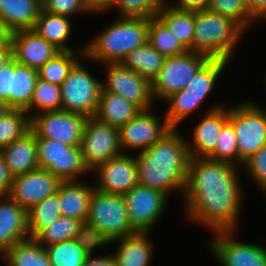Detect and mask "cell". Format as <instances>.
Here are the masks:
<instances>
[{
    "label": "cell",
    "instance_id": "cell-50",
    "mask_svg": "<svg viewBox=\"0 0 266 266\" xmlns=\"http://www.w3.org/2000/svg\"><path fill=\"white\" fill-rule=\"evenodd\" d=\"M177 4H174L179 9L182 10H203L207 9L210 0H177Z\"/></svg>",
    "mask_w": 266,
    "mask_h": 266
},
{
    "label": "cell",
    "instance_id": "cell-2",
    "mask_svg": "<svg viewBox=\"0 0 266 266\" xmlns=\"http://www.w3.org/2000/svg\"><path fill=\"white\" fill-rule=\"evenodd\" d=\"M185 138L172 128L152 147L136 155L138 184L171 195L174 190L184 194L189 153Z\"/></svg>",
    "mask_w": 266,
    "mask_h": 266
},
{
    "label": "cell",
    "instance_id": "cell-42",
    "mask_svg": "<svg viewBox=\"0 0 266 266\" xmlns=\"http://www.w3.org/2000/svg\"><path fill=\"white\" fill-rule=\"evenodd\" d=\"M165 0H113L110 11L114 7L123 17H156L159 7Z\"/></svg>",
    "mask_w": 266,
    "mask_h": 266
},
{
    "label": "cell",
    "instance_id": "cell-43",
    "mask_svg": "<svg viewBox=\"0 0 266 266\" xmlns=\"http://www.w3.org/2000/svg\"><path fill=\"white\" fill-rule=\"evenodd\" d=\"M76 240L87 256H93L94 251L114 243L108 234L100 231L95 225L83 221L77 233Z\"/></svg>",
    "mask_w": 266,
    "mask_h": 266
},
{
    "label": "cell",
    "instance_id": "cell-4",
    "mask_svg": "<svg viewBox=\"0 0 266 266\" xmlns=\"http://www.w3.org/2000/svg\"><path fill=\"white\" fill-rule=\"evenodd\" d=\"M245 30L233 19L208 9L195 11L193 51L211 59H233Z\"/></svg>",
    "mask_w": 266,
    "mask_h": 266
},
{
    "label": "cell",
    "instance_id": "cell-19",
    "mask_svg": "<svg viewBox=\"0 0 266 266\" xmlns=\"http://www.w3.org/2000/svg\"><path fill=\"white\" fill-rule=\"evenodd\" d=\"M213 106L193 129V143H187L190 158L207 157L215 149L222 127L229 121V107Z\"/></svg>",
    "mask_w": 266,
    "mask_h": 266
},
{
    "label": "cell",
    "instance_id": "cell-29",
    "mask_svg": "<svg viewBox=\"0 0 266 266\" xmlns=\"http://www.w3.org/2000/svg\"><path fill=\"white\" fill-rule=\"evenodd\" d=\"M164 60L165 57L147 42L129 52L120 64L152 82L163 66Z\"/></svg>",
    "mask_w": 266,
    "mask_h": 266
},
{
    "label": "cell",
    "instance_id": "cell-34",
    "mask_svg": "<svg viewBox=\"0 0 266 266\" xmlns=\"http://www.w3.org/2000/svg\"><path fill=\"white\" fill-rule=\"evenodd\" d=\"M147 42L165 58L181 55L187 51L157 17L149 18Z\"/></svg>",
    "mask_w": 266,
    "mask_h": 266
},
{
    "label": "cell",
    "instance_id": "cell-53",
    "mask_svg": "<svg viewBox=\"0 0 266 266\" xmlns=\"http://www.w3.org/2000/svg\"><path fill=\"white\" fill-rule=\"evenodd\" d=\"M10 40V32L5 28L2 19L0 18V45L7 43Z\"/></svg>",
    "mask_w": 266,
    "mask_h": 266
},
{
    "label": "cell",
    "instance_id": "cell-48",
    "mask_svg": "<svg viewBox=\"0 0 266 266\" xmlns=\"http://www.w3.org/2000/svg\"><path fill=\"white\" fill-rule=\"evenodd\" d=\"M250 15L258 21L266 20V0H246Z\"/></svg>",
    "mask_w": 266,
    "mask_h": 266
},
{
    "label": "cell",
    "instance_id": "cell-15",
    "mask_svg": "<svg viewBox=\"0 0 266 266\" xmlns=\"http://www.w3.org/2000/svg\"><path fill=\"white\" fill-rule=\"evenodd\" d=\"M171 129L165 116L161 120L152 114L151 109L141 111L134 119L119 128L121 149L124 153L130 149L141 152L152 147Z\"/></svg>",
    "mask_w": 266,
    "mask_h": 266
},
{
    "label": "cell",
    "instance_id": "cell-32",
    "mask_svg": "<svg viewBox=\"0 0 266 266\" xmlns=\"http://www.w3.org/2000/svg\"><path fill=\"white\" fill-rule=\"evenodd\" d=\"M59 110H62L60 85L53 84L38 78L34 88L31 104L25 111L31 118L33 116V112L31 111H34V115H36L43 112Z\"/></svg>",
    "mask_w": 266,
    "mask_h": 266
},
{
    "label": "cell",
    "instance_id": "cell-40",
    "mask_svg": "<svg viewBox=\"0 0 266 266\" xmlns=\"http://www.w3.org/2000/svg\"><path fill=\"white\" fill-rule=\"evenodd\" d=\"M207 157L237 167L244 164L238 157L236 136L229 121L222 127L216 147Z\"/></svg>",
    "mask_w": 266,
    "mask_h": 266
},
{
    "label": "cell",
    "instance_id": "cell-14",
    "mask_svg": "<svg viewBox=\"0 0 266 266\" xmlns=\"http://www.w3.org/2000/svg\"><path fill=\"white\" fill-rule=\"evenodd\" d=\"M214 233L208 246L221 266H266V247L236 241L233 230Z\"/></svg>",
    "mask_w": 266,
    "mask_h": 266
},
{
    "label": "cell",
    "instance_id": "cell-33",
    "mask_svg": "<svg viewBox=\"0 0 266 266\" xmlns=\"http://www.w3.org/2000/svg\"><path fill=\"white\" fill-rule=\"evenodd\" d=\"M59 206V194L56 192L27 211L30 238L62 216Z\"/></svg>",
    "mask_w": 266,
    "mask_h": 266
},
{
    "label": "cell",
    "instance_id": "cell-31",
    "mask_svg": "<svg viewBox=\"0 0 266 266\" xmlns=\"http://www.w3.org/2000/svg\"><path fill=\"white\" fill-rule=\"evenodd\" d=\"M208 95L184 94V89L167 97L164 101L169 103L165 118L171 128L179 127L193 111L199 108Z\"/></svg>",
    "mask_w": 266,
    "mask_h": 266
},
{
    "label": "cell",
    "instance_id": "cell-22",
    "mask_svg": "<svg viewBox=\"0 0 266 266\" xmlns=\"http://www.w3.org/2000/svg\"><path fill=\"white\" fill-rule=\"evenodd\" d=\"M94 190L85 181H62L57 190L61 215L86 221Z\"/></svg>",
    "mask_w": 266,
    "mask_h": 266
},
{
    "label": "cell",
    "instance_id": "cell-45",
    "mask_svg": "<svg viewBox=\"0 0 266 266\" xmlns=\"http://www.w3.org/2000/svg\"><path fill=\"white\" fill-rule=\"evenodd\" d=\"M243 167L247 170L246 173L253 179L252 181H254L266 195V145L247 159Z\"/></svg>",
    "mask_w": 266,
    "mask_h": 266
},
{
    "label": "cell",
    "instance_id": "cell-23",
    "mask_svg": "<svg viewBox=\"0 0 266 266\" xmlns=\"http://www.w3.org/2000/svg\"><path fill=\"white\" fill-rule=\"evenodd\" d=\"M149 232H136L114 240L118 248L113 253L117 266H150L154 243L148 238Z\"/></svg>",
    "mask_w": 266,
    "mask_h": 266
},
{
    "label": "cell",
    "instance_id": "cell-39",
    "mask_svg": "<svg viewBox=\"0 0 266 266\" xmlns=\"http://www.w3.org/2000/svg\"><path fill=\"white\" fill-rule=\"evenodd\" d=\"M75 51H61L48 60L38 71V78L53 84L61 85L68 77L69 71L78 61Z\"/></svg>",
    "mask_w": 266,
    "mask_h": 266
},
{
    "label": "cell",
    "instance_id": "cell-17",
    "mask_svg": "<svg viewBox=\"0 0 266 266\" xmlns=\"http://www.w3.org/2000/svg\"><path fill=\"white\" fill-rule=\"evenodd\" d=\"M62 181L47 169L38 168L14 177L9 196L27 211L55 194Z\"/></svg>",
    "mask_w": 266,
    "mask_h": 266
},
{
    "label": "cell",
    "instance_id": "cell-16",
    "mask_svg": "<svg viewBox=\"0 0 266 266\" xmlns=\"http://www.w3.org/2000/svg\"><path fill=\"white\" fill-rule=\"evenodd\" d=\"M98 181L95 189L107 194H125L138 184L136 155L126 153L97 166Z\"/></svg>",
    "mask_w": 266,
    "mask_h": 266
},
{
    "label": "cell",
    "instance_id": "cell-41",
    "mask_svg": "<svg viewBox=\"0 0 266 266\" xmlns=\"http://www.w3.org/2000/svg\"><path fill=\"white\" fill-rule=\"evenodd\" d=\"M207 9L233 19L244 30L250 24L257 22L250 15L246 0H210Z\"/></svg>",
    "mask_w": 266,
    "mask_h": 266
},
{
    "label": "cell",
    "instance_id": "cell-46",
    "mask_svg": "<svg viewBox=\"0 0 266 266\" xmlns=\"http://www.w3.org/2000/svg\"><path fill=\"white\" fill-rule=\"evenodd\" d=\"M11 61L0 70V101L10 108Z\"/></svg>",
    "mask_w": 266,
    "mask_h": 266
},
{
    "label": "cell",
    "instance_id": "cell-27",
    "mask_svg": "<svg viewBox=\"0 0 266 266\" xmlns=\"http://www.w3.org/2000/svg\"><path fill=\"white\" fill-rule=\"evenodd\" d=\"M37 80V69L11 60L10 109L26 110L30 106Z\"/></svg>",
    "mask_w": 266,
    "mask_h": 266
},
{
    "label": "cell",
    "instance_id": "cell-1",
    "mask_svg": "<svg viewBox=\"0 0 266 266\" xmlns=\"http://www.w3.org/2000/svg\"><path fill=\"white\" fill-rule=\"evenodd\" d=\"M238 167L208 157L190 158L183 194L186 217L215 231H236L243 189Z\"/></svg>",
    "mask_w": 266,
    "mask_h": 266
},
{
    "label": "cell",
    "instance_id": "cell-10",
    "mask_svg": "<svg viewBox=\"0 0 266 266\" xmlns=\"http://www.w3.org/2000/svg\"><path fill=\"white\" fill-rule=\"evenodd\" d=\"M80 147L84 164L90 172L124 153L120 146L119 128L100 122L95 117L86 119Z\"/></svg>",
    "mask_w": 266,
    "mask_h": 266
},
{
    "label": "cell",
    "instance_id": "cell-44",
    "mask_svg": "<svg viewBox=\"0 0 266 266\" xmlns=\"http://www.w3.org/2000/svg\"><path fill=\"white\" fill-rule=\"evenodd\" d=\"M41 5L42 11L68 17L78 12H93L84 0H42Z\"/></svg>",
    "mask_w": 266,
    "mask_h": 266
},
{
    "label": "cell",
    "instance_id": "cell-3",
    "mask_svg": "<svg viewBox=\"0 0 266 266\" xmlns=\"http://www.w3.org/2000/svg\"><path fill=\"white\" fill-rule=\"evenodd\" d=\"M148 28L149 18L120 16L77 55L94 63H120L129 52L147 43Z\"/></svg>",
    "mask_w": 266,
    "mask_h": 266
},
{
    "label": "cell",
    "instance_id": "cell-20",
    "mask_svg": "<svg viewBox=\"0 0 266 266\" xmlns=\"http://www.w3.org/2000/svg\"><path fill=\"white\" fill-rule=\"evenodd\" d=\"M29 238L27 210L10 196H0V254Z\"/></svg>",
    "mask_w": 266,
    "mask_h": 266
},
{
    "label": "cell",
    "instance_id": "cell-7",
    "mask_svg": "<svg viewBox=\"0 0 266 266\" xmlns=\"http://www.w3.org/2000/svg\"><path fill=\"white\" fill-rule=\"evenodd\" d=\"M102 82L93 77L78 60L60 85L62 110L94 117L102 91Z\"/></svg>",
    "mask_w": 266,
    "mask_h": 266
},
{
    "label": "cell",
    "instance_id": "cell-12",
    "mask_svg": "<svg viewBox=\"0 0 266 266\" xmlns=\"http://www.w3.org/2000/svg\"><path fill=\"white\" fill-rule=\"evenodd\" d=\"M87 117L65 110L43 112L31 117L30 129L36 138H46L69 146H80Z\"/></svg>",
    "mask_w": 266,
    "mask_h": 266
},
{
    "label": "cell",
    "instance_id": "cell-28",
    "mask_svg": "<svg viewBox=\"0 0 266 266\" xmlns=\"http://www.w3.org/2000/svg\"><path fill=\"white\" fill-rule=\"evenodd\" d=\"M71 17L50 14L41 10L32 30L60 51H74L67 41L72 34Z\"/></svg>",
    "mask_w": 266,
    "mask_h": 266
},
{
    "label": "cell",
    "instance_id": "cell-47",
    "mask_svg": "<svg viewBox=\"0 0 266 266\" xmlns=\"http://www.w3.org/2000/svg\"><path fill=\"white\" fill-rule=\"evenodd\" d=\"M14 177L11 175L4 157L0 153V196H9Z\"/></svg>",
    "mask_w": 266,
    "mask_h": 266
},
{
    "label": "cell",
    "instance_id": "cell-54",
    "mask_svg": "<svg viewBox=\"0 0 266 266\" xmlns=\"http://www.w3.org/2000/svg\"><path fill=\"white\" fill-rule=\"evenodd\" d=\"M10 108L4 102L0 101V118L9 110Z\"/></svg>",
    "mask_w": 266,
    "mask_h": 266
},
{
    "label": "cell",
    "instance_id": "cell-11",
    "mask_svg": "<svg viewBox=\"0 0 266 266\" xmlns=\"http://www.w3.org/2000/svg\"><path fill=\"white\" fill-rule=\"evenodd\" d=\"M123 197L131 226L136 232H150L168 208L167 194L139 184Z\"/></svg>",
    "mask_w": 266,
    "mask_h": 266
},
{
    "label": "cell",
    "instance_id": "cell-49",
    "mask_svg": "<svg viewBox=\"0 0 266 266\" xmlns=\"http://www.w3.org/2000/svg\"><path fill=\"white\" fill-rule=\"evenodd\" d=\"M82 266H117L113 254L103 256H87Z\"/></svg>",
    "mask_w": 266,
    "mask_h": 266
},
{
    "label": "cell",
    "instance_id": "cell-38",
    "mask_svg": "<svg viewBox=\"0 0 266 266\" xmlns=\"http://www.w3.org/2000/svg\"><path fill=\"white\" fill-rule=\"evenodd\" d=\"M51 266H82L87 255L76 239L45 246Z\"/></svg>",
    "mask_w": 266,
    "mask_h": 266
},
{
    "label": "cell",
    "instance_id": "cell-18",
    "mask_svg": "<svg viewBox=\"0 0 266 266\" xmlns=\"http://www.w3.org/2000/svg\"><path fill=\"white\" fill-rule=\"evenodd\" d=\"M10 42L13 59L21 65L37 70L61 52L32 29L10 33Z\"/></svg>",
    "mask_w": 266,
    "mask_h": 266
},
{
    "label": "cell",
    "instance_id": "cell-5",
    "mask_svg": "<svg viewBox=\"0 0 266 266\" xmlns=\"http://www.w3.org/2000/svg\"><path fill=\"white\" fill-rule=\"evenodd\" d=\"M238 157L244 163L266 145V112L255 102H242L229 108Z\"/></svg>",
    "mask_w": 266,
    "mask_h": 266
},
{
    "label": "cell",
    "instance_id": "cell-26",
    "mask_svg": "<svg viewBox=\"0 0 266 266\" xmlns=\"http://www.w3.org/2000/svg\"><path fill=\"white\" fill-rule=\"evenodd\" d=\"M156 17L172 32L186 50L193 51L195 11L182 10L164 1Z\"/></svg>",
    "mask_w": 266,
    "mask_h": 266
},
{
    "label": "cell",
    "instance_id": "cell-51",
    "mask_svg": "<svg viewBox=\"0 0 266 266\" xmlns=\"http://www.w3.org/2000/svg\"><path fill=\"white\" fill-rule=\"evenodd\" d=\"M13 59V49L10 40L0 45V70Z\"/></svg>",
    "mask_w": 266,
    "mask_h": 266
},
{
    "label": "cell",
    "instance_id": "cell-13",
    "mask_svg": "<svg viewBox=\"0 0 266 266\" xmlns=\"http://www.w3.org/2000/svg\"><path fill=\"white\" fill-rule=\"evenodd\" d=\"M106 69V80L102 88L107 92L118 94L127 101L137 105L142 111L152 109L154 102L151 82L125 68L120 63L103 64Z\"/></svg>",
    "mask_w": 266,
    "mask_h": 266
},
{
    "label": "cell",
    "instance_id": "cell-30",
    "mask_svg": "<svg viewBox=\"0 0 266 266\" xmlns=\"http://www.w3.org/2000/svg\"><path fill=\"white\" fill-rule=\"evenodd\" d=\"M3 255L14 266H51L45 247L33 238L14 244Z\"/></svg>",
    "mask_w": 266,
    "mask_h": 266
},
{
    "label": "cell",
    "instance_id": "cell-25",
    "mask_svg": "<svg viewBox=\"0 0 266 266\" xmlns=\"http://www.w3.org/2000/svg\"><path fill=\"white\" fill-rule=\"evenodd\" d=\"M142 110L122 96L102 88L95 118L110 126L120 128L134 119Z\"/></svg>",
    "mask_w": 266,
    "mask_h": 266
},
{
    "label": "cell",
    "instance_id": "cell-55",
    "mask_svg": "<svg viewBox=\"0 0 266 266\" xmlns=\"http://www.w3.org/2000/svg\"><path fill=\"white\" fill-rule=\"evenodd\" d=\"M3 257L6 259L5 261H6V265H4V266H14L4 255H3Z\"/></svg>",
    "mask_w": 266,
    "mask_h": 266
},
{
    "label": "cell",
    "instance_id": "cell-52",
    "mask_svg": "<svg viewBox=\"0 0 266 266\" xmlns=\"http://www.w3.org/2000/svg\"><path fill=\"white\" fill-rule=\"evenodd\" d=\"M93 13H104L110 7L113 0H84Z\"/></svg>",
    "mask_w": 266,
    "mask_h": 266
},
{
    "label": "cell",
    "instance_id": "cell-9",
    "mask_svg": "<svg viewBox=\"0 0 266 266\" xmlns=\"http://www.w3.org/2000/svg\"><path fill=\"white\" fill-rule=\"evenodd\" d=\"M39 168L47 169L61 181H78L89 169L84 164L80 146L36 138Z\"/></svg>",
    "mask_w": 266,
    "mask_h": 266
},
{
    "label": "cell",
    "instance_id": "cell-36",
    "mask_svg": "<svg viewBox=\"0 0 266 266\" xmlns=\"http://www.w3.org/2000/svg\"><path fill=\"white\" fill-rule=\"evenodd\" d=\"M229 61L222 59H211L195 76L190 80L184 94L209 95L214 86L227 67Z\"/></svg>",
    "mask_w": 266,
    "mask_h": 266
},
{
    "label": "cell",
    "instance_id": "cell-56",
    "mask_svg": "<svg viewBox=\"0 0 266 266\" xmlns=\"http://www.w3.org/2000/svg\"><path fill=\"white\" fill-rule=\"evenodd\" d=\"M264 79H265V80H264L263 83H264V85L266 86V75H265V78H264ZM265 89H266V88H265Z\"/></svg>",
    "mask_w": 266,
    "mask_h": 266
},
{
    "label": "cell",
    "instance_id": "cell-35",
    "mask_svg": "<svg viewBox=\"0 0 266 266\" xmlns=\"http://www.w3.org/2000/svg\"><path fill=\"white\" fill-rule=\"evenodd\" d=\"M82 223V220L61 216L55 222L42 228L33 239L44 247L62 241L76 239Z\"/></svg>",
    "mask_w": 266,
    "mask_h": 266
},
{
    "label": "cell",
    "instance_id": "cell-8",
    "mask_svg": "<svg viewBox=\"0 0 266 266\" xmlns=\"http://www.w3.org/2000/svg\"><path fill=\"white\" fill-rule=\"evenodd\" d=\"M86 221L114 240L136 233L131 226L121 194H107L95 189Z\"/></svg>",
    "mask_w": 266,
    "mask_h": 266
},
{
    "label": "cell",
    "instance_id": "cell-21",
    "mask_svg": "<svg viewBox=\"0 0 266 266\" xmlns=\"http://www.w3.org/2000/svg\"><path fill=\"white\" fill-rule=\"evenodd\" d=\"M13 177L39 168L36 135L30 129L23 136L0 150Z\"/></svg>",
    "mask_w": 266,
    "mask_h": 266
},
{
    "label": "cell",
    "instance_id": "cell-24",
    "mask_svg": "<svg viewBox=\"0 0 266 266\" xmlns=\"http://www.w3.org/2000/svg\"><path fill=\"white\" fill-rule=\"evenodd\" d=\"M41 10L40 0H0V18L10 33L33 29Z\"/></svg>",
    "mask_w": 266,
    "mask_h": 266
},
{
    "label": "cell",
    "instance_id": "cell-6",
    "mask_svg": "<svg viewBox=\"0 0 266 266\" xmlns=\"http://www.w3.org/2000/svg\"><path fill=\"white\" fill-rule=\"evenodd\" d=\"M211 58L202 53L187 50L177 56L166 57L157 76L151 82L153 99L164 101L171 94L188 85Z\"/></svg>",
    "mask_w": 266,
    "mask_h": 266
},
{
    "label": "cell",
    "instance_id": "cell-37",
    "mask_svg": "<svg viewBox=\"0 0 266 266\" xmlns=\"http://www.w3.org/2000/svg\"><path fill=\"white\" fill-rule=\"evenodd\" d=\"M31 118L25 110L9 109L0 118V150L30 130Z\"/></svg>",
    "mask_w": 266,
    "mask_h": 266
}]
</instances>
